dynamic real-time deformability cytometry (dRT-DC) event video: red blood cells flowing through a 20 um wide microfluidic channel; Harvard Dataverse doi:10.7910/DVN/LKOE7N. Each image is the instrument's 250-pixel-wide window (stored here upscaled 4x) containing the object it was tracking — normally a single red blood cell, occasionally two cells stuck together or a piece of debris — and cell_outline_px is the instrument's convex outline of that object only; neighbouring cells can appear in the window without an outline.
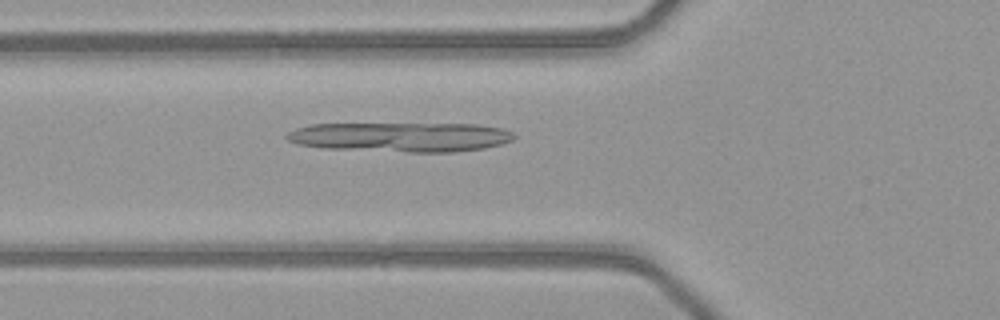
{"species": "common noctule bat (a hibernating species)", "species_latin": "Nyctalus noctula", "temperature_condition": "warm", "stored_images_in_passage": 50, "camera_frame_rate_fps": 3000, "um_per_image_px": 0.085, "animal": {"sex": "female", "body_mass_g": 21.9}, "frame": {"image": 1, "passage_image": 18, "time_ms": 5.667, "image_size_px": [1000, 320], "cell_outline_px": [[516, 136], [512, 140], [500, 144], [484, 148], [452, 152], [408, 152], [320, 148], [296, 144], [288, 140], [284, 136], [288, 132], [296, 128], [312, 124], [476, 124], [504, 128], [512, 132]], "centroid_in_image_um": [34.04, 11.65], "position_along_channel_um": 91.8, "area_um2": 39.3}}
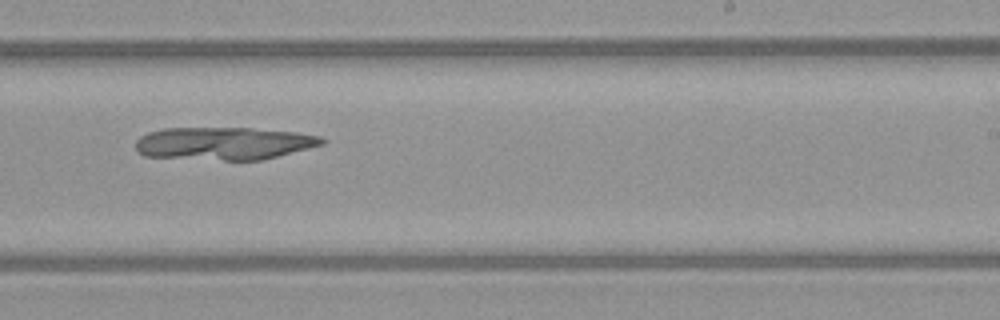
{"frame": {"image": 2, "passage_image": 31, "time_ms": 10.0, "image_size_px": [1000, 320], "cell_outline_px": [[324, 144], [264, 160], [224, 160], [144, 156], [136, 152], [136, 140], [140, 136], [148, 132], [164, 128], [252, 128], [296, 132], [320, 136], [324, 140]], "centroid_in_image_um": [19.02, 12.19], "position_along_channel_um": 270.0, "area_um2": 35.66}}
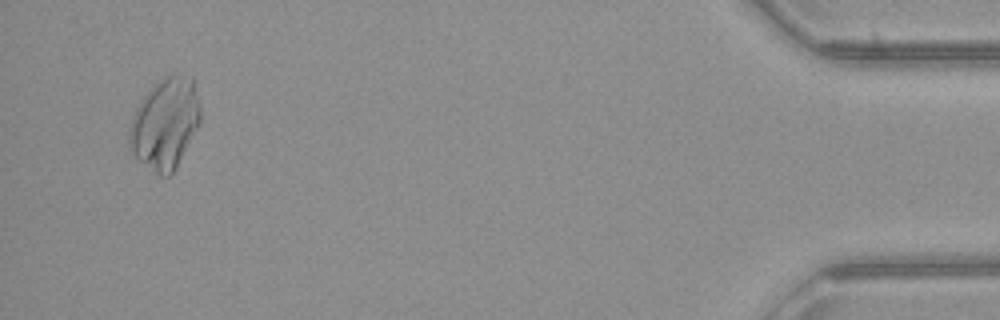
{"frame": {"image": 3, "passage_image": 48, "time_ms": 15.667, "image_size_px": [1000, 320], "cell_outline_px": [[200, 124], [176, 168], [168, 176], [160, 176], [136, 160], [128, 144], [128, 132], [132, 116], [140, 100], [168, 72], [192, 76], [200, 104]], "centroid_in_image_um": [14.03, 10.5], "position_along_channel_um": 421.2, "area_um2": 38.09}}